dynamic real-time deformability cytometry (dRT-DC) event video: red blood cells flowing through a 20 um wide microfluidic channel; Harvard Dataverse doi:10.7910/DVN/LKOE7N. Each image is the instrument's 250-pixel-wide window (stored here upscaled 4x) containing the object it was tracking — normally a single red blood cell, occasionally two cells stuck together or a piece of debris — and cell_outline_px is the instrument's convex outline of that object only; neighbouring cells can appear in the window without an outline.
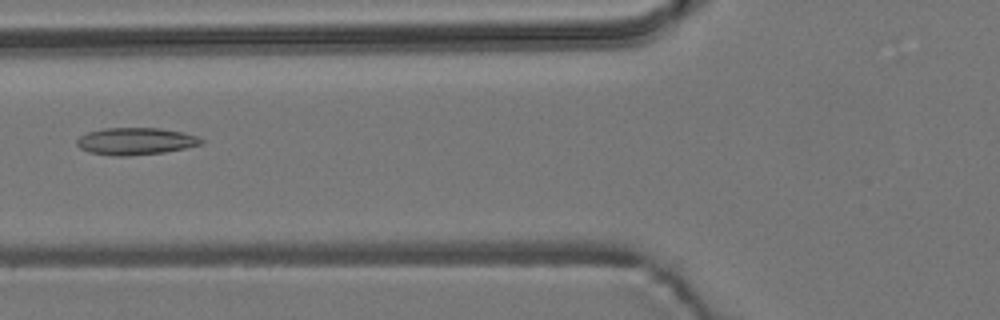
{"species": "common noctule bat (a hibernating species)", "species_latin": "Nyctalus noctula", "temperature_condition": "room temperature", "stored_images_in_passage": 7, "camera_frame_rate_fps": 3000, "um_per_image_px": 0.085, "animal": {"sex": "male", "body_mass_g": 19.2, "forearm_length_mm": 51.8}, "frame": {"image": 1, "passage_image": 7, "time_ms": 8.333, "image_size_px": [1000, 320], "cell_outline_px": [[204, 144], [164, 152], [128, 156], [112, 156], [88, 152], [80, 148], [76, 144], [76, 140], [80, 136], [88, 132], [104, 128], [160, 128], [180, 132], [196, 136], [204, 140]], "centroid_in_image_um": [11.5, 12.01], "position_along_channel_um": 114.3, "area_um2": 19.65}}